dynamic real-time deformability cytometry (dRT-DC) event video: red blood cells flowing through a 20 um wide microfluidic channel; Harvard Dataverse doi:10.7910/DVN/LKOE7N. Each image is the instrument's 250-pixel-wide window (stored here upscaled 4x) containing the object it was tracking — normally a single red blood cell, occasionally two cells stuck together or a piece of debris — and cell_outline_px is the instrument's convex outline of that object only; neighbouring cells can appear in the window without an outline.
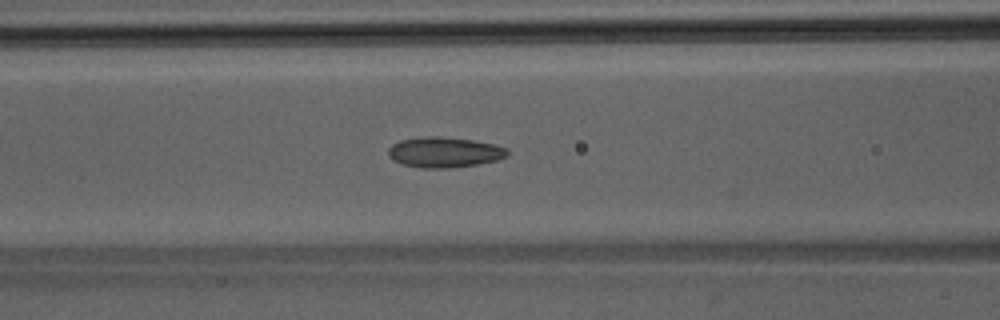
{"species": "Egyptian fruit bat (a non-hibernating species)", "species_latin": "Rousettus aegyptiacus", "temperature_condition": "room temperature", "stored_images_in_passage": 32, "camera_frame_rate_fps": 3000, "um_per_image_px": 0.085, "animal": {"sex": "male"}, "frame": {"image": 1, "passage_image": 10, "time_ms": 3.0, "image_size_px": [1000, 320], "cell_outline_px": [[508, 156], [496, 160], [476, 164], [444, 168], [420, 168], [404, 164], [392, 160], [388, 156], [388, 148], [392, 144], [400, 140], [428, 136], [440, 136], [472, 140], [492, 144], [508, 148]], "centroid_in_image_um": [37.74, 12.93], "position_along_channel_um": 128.9, "area_um2": 20.98}}
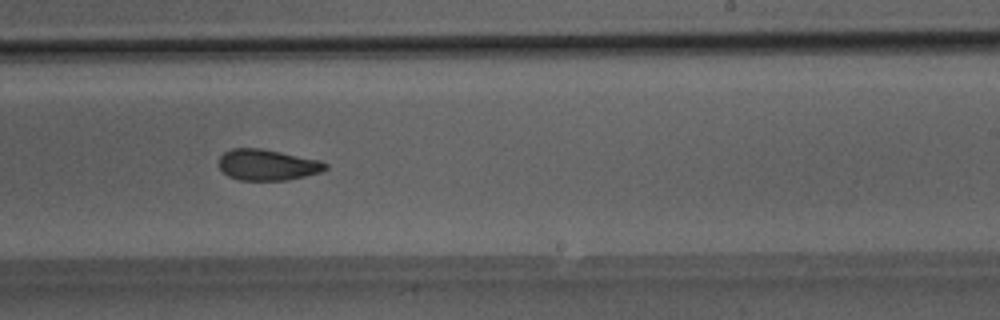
{"frame": {"image": 2, "passage_image": 19, "time_ms": 6.0, "image_size_px": [1000, 320], "cell_outline_px": [[328, 168], [320, 172], [288, 180], [240, 180], [228, 176], [220, 168], [220, 156], [224, 152], [232, 148], [260, 148], [320, 160], [328, 164]], "centroid_in_image_um": [22.74, 14.01], "position_along_channel_um": 266.3, "area_um2": 19.13}}
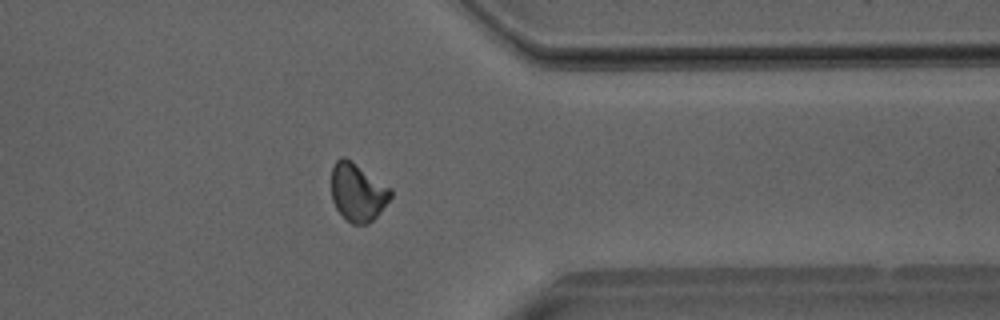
{"frame": {"image": 3, "passage_image": 27, "time_ms": 8.667, "image_size_px": [1000, 320], "cell_outline_px": [[392, 196], [376, 216], [368, 224], [352, 224], [336, 208], [332, 200], [332, 168], [336, 160], [340, 156], [344, 156], [392, 188]], "centroid_in_image_um": [30.4, 16.32], "position_along_channel_um": 381.0, "area_um2": 19.83}}